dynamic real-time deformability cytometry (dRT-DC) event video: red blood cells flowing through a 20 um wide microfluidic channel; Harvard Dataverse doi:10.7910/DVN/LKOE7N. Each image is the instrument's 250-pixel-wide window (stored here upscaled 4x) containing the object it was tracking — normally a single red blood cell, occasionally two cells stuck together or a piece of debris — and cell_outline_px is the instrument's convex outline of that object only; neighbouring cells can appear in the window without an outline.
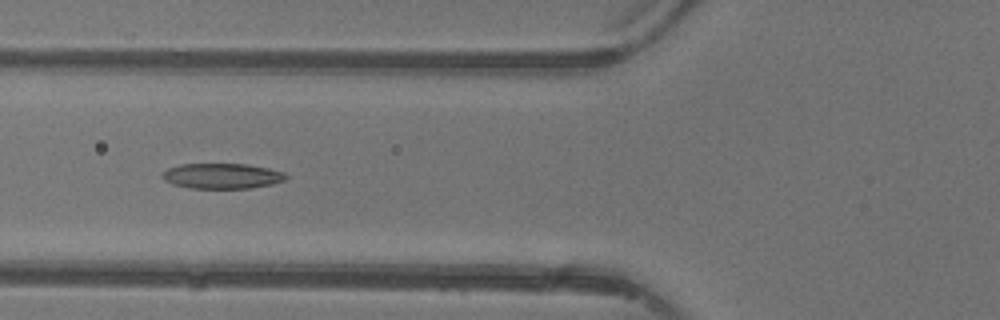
{"species": "common noctule bat (a hibernating species)", "species_latin": "Nyctalus noctula", "temperature_condition": "warm", "stored_images_in_passage": 5, "camera_frame_rate_fps": 3000, "um_per_image_px": 0.085, "animal": {"sex": "female"}, "frame": {"image": 1, "passage_image": 4, "time_ms": 4.333, "image_size_px": [1000, 320], "cell_outline_px": [[288, 176], [284, 180], [272, 184], [248, 188], [192, 188], [172, 184], [164, 180], [160, 176], [168, 168], [180, 164], [248, 164], [268, 168], [284, 172]], "centroid_in_image_um": [18.86, 14.95], "position_along_channel_um": 106.9, "area_um2": 18.21}}
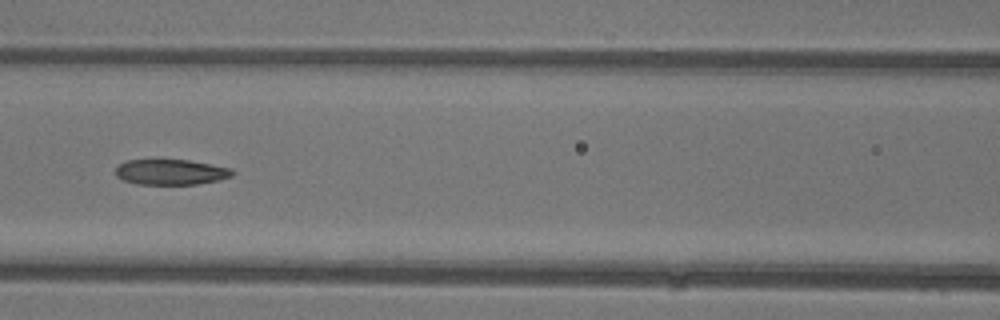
{"frame": {"image": 2, "passage_image": 5, "time_ms": 5.333, "image_size_px": [1000, 320], "cell_outline_px": [[236, 172], [232, 176], [220, 180], [196, 184], [136, 184], [124, 180], [116, 176], [116, 168], [120, 164], [128, 160], [160, 156], [188, 160], [212, 164], [232, 168]], "centroid_in_image_um": [14.52, 14.57], "position_along_channel_um": 152.1, "area_um2": 18.21}}